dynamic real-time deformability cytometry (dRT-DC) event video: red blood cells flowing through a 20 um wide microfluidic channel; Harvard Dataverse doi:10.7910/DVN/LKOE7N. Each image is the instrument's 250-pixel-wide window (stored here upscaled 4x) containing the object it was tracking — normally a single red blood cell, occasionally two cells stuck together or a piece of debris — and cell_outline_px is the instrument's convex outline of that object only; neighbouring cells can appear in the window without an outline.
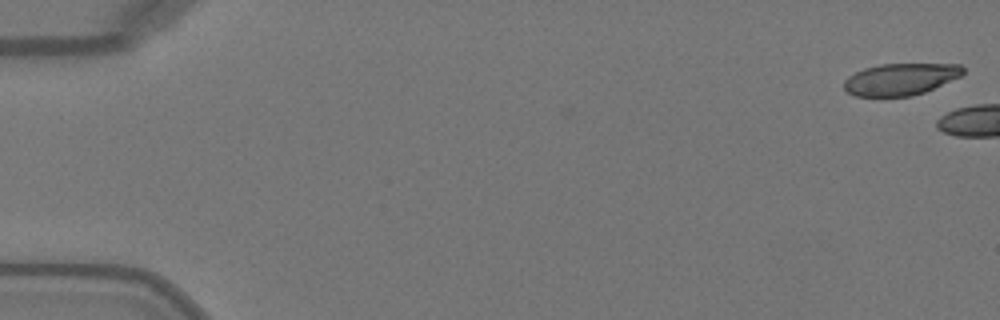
{"species": "Egyptian fruit bat (a non-hibernating species)", "species_latin": "Rousettus aegyptiacus", "temperature_condition": "warm", "stored_images_in_passage": 3, "camera_frame_rate_fps": 3000, "um_per_image_px": 0.085, "animal": {"sex": "female"}, "frame": {"image": 1, "passage_image": 1, "time_ms": 0.0, "image_size_px": [1000, 320], "cell_outline_px": [[964, 72], [960, 76], [924, 92], [912, 96], [856, 96], [848, 92], [844, 88], [844, 80], [848, 76], [864, 68], [880, 64], [960, 64], [964, 68]], "centroid_in_image_um": [76.53, 6.72], "position_along_channel_um": 8.5, "area_um2": 21.91}}